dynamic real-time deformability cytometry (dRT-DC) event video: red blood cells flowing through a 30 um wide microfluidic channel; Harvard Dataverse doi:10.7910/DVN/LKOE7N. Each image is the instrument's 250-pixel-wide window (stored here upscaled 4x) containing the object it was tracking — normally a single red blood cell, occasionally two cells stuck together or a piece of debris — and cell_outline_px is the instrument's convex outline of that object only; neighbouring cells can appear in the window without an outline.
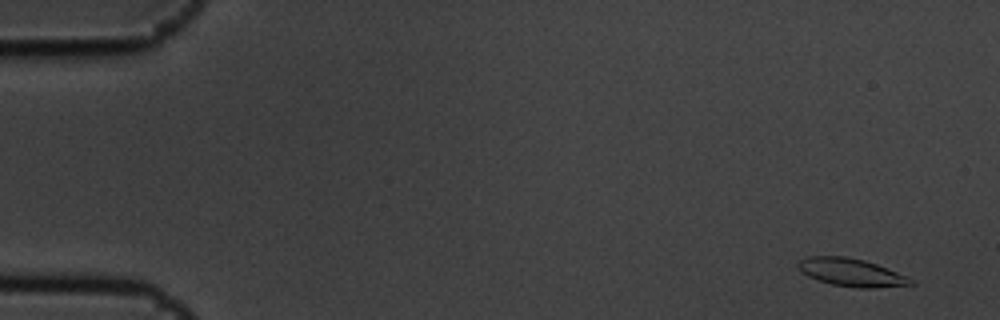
{"species": "common noctule bat (a hibernating species)", "species_latin": "Nyctalus noctula", "temperature_condition": "cold", "stored_images_in_passage": 6, "camera_frame_rate_fps": 3000, "um_per_image_px": 0.085, "animal": {"sex": "male", "body_mass_g": 19.5, "forearm_length_mm": 54.6}, "frame": {"image": 1, "passage_image": 2, "time_ms": 0.333, "image_size_px": [1000, 320], "cell_outline_px": [[916, 284], [872, 288], [856, 288], [832, 284], [816, 280], [808, 276], [796, 264], [800, 260], [808, 256], [844, 256], [864, 260], [876, 264], [908, 276], [916, 280]], "centroid_in_image_um": [72.4, 23.16], "position_along_channel_um": 12.6, "area_um2": 18.32}}
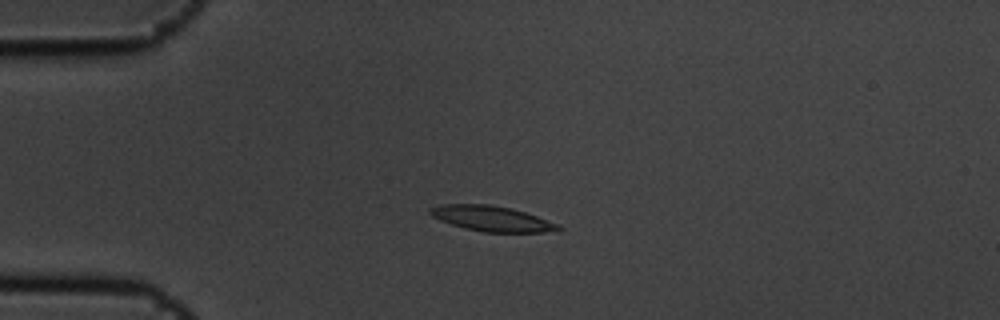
{"frame": {"image": 2, "passage_image": 5, "time_ms": 1.333, "image_size_px": [1000, 320], "cell_outline_px": [[564, 228], [544, 232], [484, 232], [464, 228], [440, 220], [432, 216], [428, 212], [428, 208], [440, 204], [492, 204], [512, 208], [560, 224]], "centroid_in_image_um": [41.78, 18.57], "position_along_channel_um": 43.2, "area_um2": 18.96}}